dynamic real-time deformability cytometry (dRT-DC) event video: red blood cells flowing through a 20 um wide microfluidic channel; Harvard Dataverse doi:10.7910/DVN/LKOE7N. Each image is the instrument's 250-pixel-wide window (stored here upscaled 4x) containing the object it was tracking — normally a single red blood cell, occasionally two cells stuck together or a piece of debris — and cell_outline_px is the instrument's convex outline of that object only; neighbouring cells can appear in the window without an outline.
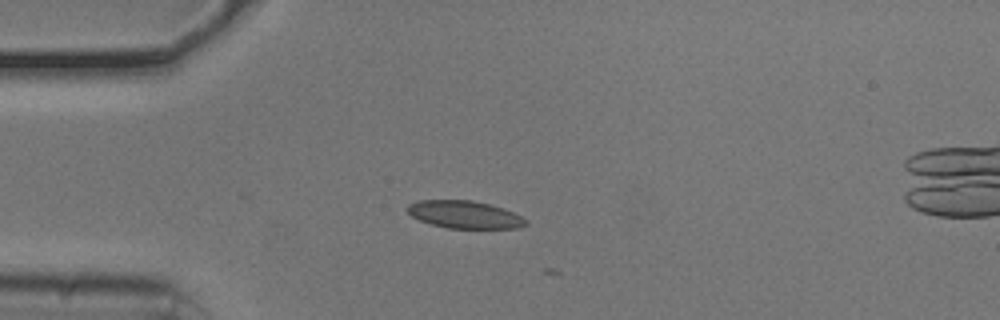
{"species": "common noctule bat (a hibernating species)", "species_latin": "Nyctalus noctula", "temperature_condition": "cold", "stored_images_in_passage": 2, "camera_frame_rate_fps": 3000, "um_per_image_px": 0.085, "animal": {"sex": "male", "body_mass_g": 20.5, "forearm_length_mm": 52.5}, "frame": {"image": 1, "passage_image": 1, "time_ms": 0.0, "image_size_px": [1000, 320], "cell_outline_px": [[528, 224], [516, 228], [448, 228], [432, 224], [420, 220], [412, 216], [408, 212], [408, 204], [420, 200], [472, 200], [504, 208], [528, 220]], "centroid_in_image_um": [39.5, 18.23], "position_along_channel_um": 45.5, "area_um2": 18.84}}